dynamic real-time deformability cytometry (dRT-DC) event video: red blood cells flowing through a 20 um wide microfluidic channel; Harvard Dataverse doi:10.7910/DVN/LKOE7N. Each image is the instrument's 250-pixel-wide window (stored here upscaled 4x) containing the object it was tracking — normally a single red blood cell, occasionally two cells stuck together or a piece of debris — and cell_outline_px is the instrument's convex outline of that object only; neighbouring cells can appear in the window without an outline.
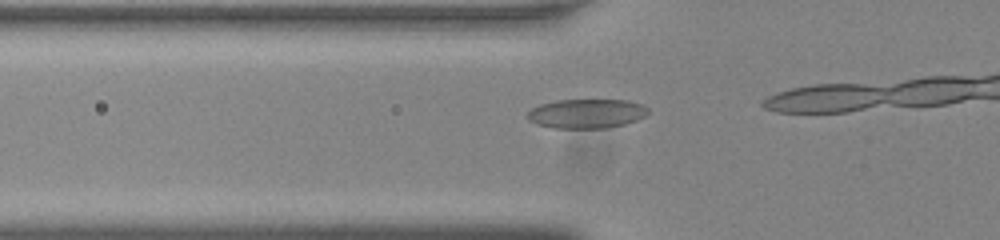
{"species": "common noctule bat (a hibernating species)", "species_latin": "Nyctalus noctula", "temperature_condition": "room temperature", "stored_images_in_passage": 16, "camera_frame_rate_fps": 3000, "um_per_image_px": 0.085, "animal": {"sex": "male", "body_mass_g": 20.0, "forearm_length_mm": 53.3}, "frame": {"image": 1, "passage_image": 12, "time_ms": 3.667, "image_size_px": [1000, 240], "cell_outline_px": [[648, 112], [644, 116], [636, 120], [624, 124], [604, 128], [552, 128], [536, 124], [528, 120], [524, 116], [532, 108], [540, 104], [556, 100], [628, 100], [644, 104], [648, 108]], "centroid_in_image_um": [49.82, 9.65], "position_along_channel_um": 76.0, "area_um2": 20.75}}